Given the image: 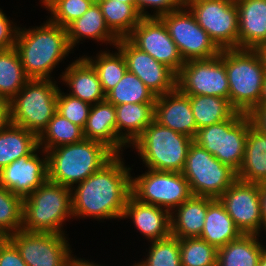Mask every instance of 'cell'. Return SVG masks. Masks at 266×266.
I'll return each instance as SVG.
<instances>
[{
	"mask_svg": "<svg viewBox=\"0 0 266 266\" xmlns=\"http://www.w3.org/2000/svg\"><path fill=\"white\" fill-rule=\"evenodd\" d=\"M121 156L116 154L76 188H71L73 217L91 216L97 220L123 217L131 195L132 176Z\"/></svg>",
	"mask_w": 266,
	"mask_h": 266,
	"instance_id": "1",
	"label": "cell"
},
{
	"mask_svg": "<svg viewBox=\"0 0 266 266\" xmlns=\"http://www.w3.org/2000/svg\"><path fill=\"white\" fill-rule=\"evenodd\" d=\"M15 48L29 79H51L50 74L72 48L67 29L46 21L39 27H19Z\"/></svg>",
	"mask_w": 266,
	"mask_h": 266,
	"instance_id": "2",
	"label": "cell"
},
{
	"mask_svg": "<svg viewBox=\"0 0 266 266\" xmlns=\"http://www.w3.org/2000/svg\"><path fill=\"white\" fill-rule=\"evenodd\" d=\"M46 153L48 180L68 188L84 181L116 155L105 144L85 138Z\"/></svg>",
	"mask_w": 266,
	"mask_h": 266,
	"instance_id": "3",
	"label": "cell"
},
{
	"mask_svg": "<svg viewBox=\"0 0 266 266\" xmlns=\"http://www.w3.org/2000/svg\"><path fill=\"white\" fill-rule=\"evenodd\" d=\"M223 63L229 83V101L244 114L260 105L266 69L255 49H224Z\"/></svg>",
	"mask_w": 266,
	"mask_h": 266,
	"instance_id": "4",
	"label": "cell"
},
{
	"mask_svg": "<svg viewBox=\"0 0 266 266\" xmlns=\"http://www.w3.org/2000/svg\"><path fill=\"white\" fill-rule=\"evenodd\" d=\"M73 217L71 188L49 180L23 198L22 230L65 234L66 218Z\"/></svg>",
	"mask_w": 266,
	"mask_h": 266,
	"instance_id": "5",
	"label": "cell"
},
{
	"mask_svg": "<svg viewBox=\"0 0 266 266\" xmlns=\"http://www.w3.org/2000/svg\"><path fill=\"white\" fill-rule=\"evenodd\" d=\"M59 87L51 79H29L9 101L10 123L39 136L57 110Z\"/></svg>",
	"mask_w": 266,
	"mask_h": 266,
	"instance_id": "6",
	"label": "cell"
},
{
	"mask_svg": "<svg viewBox=\"0 0 266 266\" xmlns=\"http://www.w3.org/2000/svg\"><path fill=\"white\" fill-rule=\"evenodd\" d=\"M194 141L187 135L173 131L153 120L131 145L145 166L152 170L182 172L187 153Z\"/></svg>",
	"mask_w": 266,
	"mask_h": 266,
	"instance_id": "7",
	"label": "cell"
},
{
	"mask_svg": "<svg viewBox=\"0 0 266 266\" xmlns=\"http://www.w3.org/2000/svg\"><path fill=\"white\" fill-rule=\"evenodd\" d=\"M251 125L249 115L237 111L225 121L200 128L194 142L237 173Z\"/></svg>",
	"mask_w": 266,
	"mask_h": 266,
	"instance_id": "8",
	"label": "cell"
},
{
	"mask_svg": "<svg viewBox=\"0 0 266 266\" xmlns=\"http://www.w3.org/2000/svg\"><path fill=\"white\" fill-rule=\"evenodd\" d=\"M182 174L192 195L218 199L236 180V172L194 141L189 147Z\"/></svg>",
	"mask_w": 266,
	"mask_h": 266,
	"instance_id": "9",
	"label": "cell"
},
{
	"mask_svg": "<svg viewBox=\"0 0 266 266\" xmlns=\"http://www.w3.org/2000/svg\"><path fill=\"white\" fill-rule=\"evenodd\" d=\"M131 195L140 202L165 208L171 213L188 200L192 193L182 172L148 168L141 176L131 177Z\"/></svg>",
	"mask_w": 266,
	"mask_h": 266,
	"instance_id": "10",
	"label": "cell"
},
{
	"mask_svg": "<svg viewBox=\"0 0 266 266\" xmlns=\"http://www.w3.org/2000/svg\"><path fill=\"white\" fill-rule=\"evenodd\" d=\"M185 5L220 50L238 48L235 0H185Z\"/></svg>",
	"mask_w": 266,
	"mask_h": 266,
	"instance_id": "11",
	"label": "cell"
},
{
	"mask_svg": "<svg viewBox=\"0 0 266 266\" xmlns=\"http://www.w3.org/2000/svg\"><path fill=\"white\" fill-rule=\"evenodd\" d=\"M176 88L185 95L218 96L229 99V83L223 50L209 59L185 61L177 73Z\"/></svg>",
	"mask_w": 266,
	"mask_h": 266,
	"instance_id": "12",
	"label": "cell"
},
{
	"mask_svg": "<svg viewBox=\"0 0 266 266\" xmlns=\"http://www.w3.org/2000/svg\"><path fill=\"white\" fill-rule=\"evenodd\" d=\"M160 18L165 23L184 61L209 59L220 54L221 50L197 23L195 16L185 4Z\"/></svg>",
	"mask_w": 266,
	"mask_h": 266,
	"instance_id": "13",
	"label": "cell"
},
{
	"mask_svg": "<svg viewBox=\"0 0 266 266\" xmlns=\"http://www.w3.org/2000/svg\"><path fill=\"white\" fill-rule=\"evenodd\" d=\"M7 238L16 246L27 266H67L73 258L65 234L19 230Z\"/></svg>",
	"mask_w": 266,
	"mask_h": 266,
	"instance_id": "14",
	"label": "cell"
},
{
	"mask_svg": "<svg viewBox=\"0 0 266 266\" xmlns=\"http://www.w3.org/2000/svg\"><path fill=\"white\" fill-rule=\"evenodd\" d=\"M127 38L137 48L167 65L176 74L185 63L161 18H141Z\"/></svg>",
	"mask_w": 266,
	"mask_h": 266,
	"instance_id": "15",
	"label": "cell"
},
{
	"mask_svg": "<svg viewBox=\"0 0 266 266\" xmlns=\"http://www.w3.org/2000/svg\"><path fill=\"white\" fill-rule=\"evenodd\" d=\"M115 46L124 56L127 70L135 74L156 96L176 89L177 74L167 65L137 48L128 38H120Z\"/></svg>",
	"mask_w": 266,
	"mask_h": 266,
	"instance_id": "16",
	"label": "cell"
},
{
	"mask_svg": "<svg viewBox=\"0 0 266 266\" xmlns=\"http://www.w3.org/2000/svg\"><path fill=\"white\" fill-rule=\"evenodd\" d=\"M218 199L242 234H260L263 220L259 184L237 179Z\"/></svg>",
	"mask_w": 266,
	"mask_h": 266,
	"instance_id": "17",
	"label": "cell"
},
{
	"mask_svg": "<svg viewBox=\"0 0 266 266\" xmlns=\"http://www.w3.org/2000/svg\"><path fill=\"white\" fill-rule=\"evenodd\" d=\"M26 155L0 170V185L22 198L27 197L48 180L47 153L43 159L37 155ZM46 154V155H45Z\"/></svg>",
	"mask_w": 266,
	"mask_h": 266,
	"instance_id": "18",
	"label": "cell"
},
{
	"mask_svg": "<svg viewBox=\"0 0 266 266\" xmlns=\"http://www.w3.org/2000/svg\"><path fill=\"white\" fill-rule=\"evenodd\" d=\"M154 120L193 139L198 132L189 96L177 88L156 97Z\"/></svg>",
	"mask_w": 266,
	"mask_h": 266,
	"instance_id": "19",
	"label": "cell"
},
{
	"mask_svg": "<svg viewBox=\"0 0 266 266\" xmlns=\"http://www.w3.org/2000/svg\"><path fill=\"white\" fill-rule=\"evenodd\" d=\"M170 212L152 204L140 202L129 196L123 218H131L133 224L150 242L171 236Z\"/></svg>",
	"mask_w": 266,
	"mask_h": 266,
	"instance_id": "20",
	"label": "cell"
},
{
	"mask_svg": "<svg viewBox=\"0 0 266 266\" xmlns=\"http://www.w3.org/2000/svg\"><path fill=\"white\" fill-rule=\"evenodd\" d=\"M238 48L256 49L266 42V0H235Z\"/></svg>",
	"mask_w": 266,
	"mask_h": 266,
	"instance_id": "21",
	"label": "cell"
},
{
	"mask_svg": "<svg viewBox=\"0 0 266 266\" xmlns=\"http://www.w3.org/2000/svg\"><path fill=\"white\" fill-rule=\"evenodd\" d=\"M83 135L105 144L115 154H122L120 150L126 146L117 135L115 106L106 99L91 106Z\"/></svg>",
	"mask_w": 266,
	"mask_h": 266,
	"instance_id": "22",
	"label": "cell"
},
{
	"mask_svg": "<svg viewBox=\"0 0 266 266\" xmlns=\"http://www.w3.org/2000/svg\"><path fill=\"white\" fill-rule=\"evenodd\" d=\"M61 79L69 85L70 96L94 105L105 100L100 80L94 67L84 58L79 57L62 73Z\"/></svg>",
	"mask_w": 266,
	"mask_h": 266,
	"instance_id": "23",
	"label": "cell"
},
{
	"mask_svg": "<svg viewBox=\"0 0 266 266\" xmlns=\"http://www.w3.org/2000/svg\"><path fill=\"white\" fill-rule=\"evenodd\" d=\"M115 110L117 135L131 147L154 120L155 103H124Z\"/></svg>",
	"mask_w": 266,
	"mask_h": 266,
	"instance_id": "24",
	"label": "cell"
},
{
	"mask_svg": "<svg viewBox=\"0 0 266 266\" xmlns=\"http://www.w3.org/2000/svg\"><path fill=\"white\" fill-rule=\"evenodd\" d=\"M207 209L208 197L192 195L170 213L171 236L179 239L200 237Z\"/></svg>",
	"mask_w": 266,
	"mask_h": 266,
	"instance_id": "25",
	"label": "cell"
},
{
	"mask_svg": "<svg viewBox=\"0 0 266 266\" xmlns=\"http://www.w3.org/2000/svg\"><path fill=\"white\" fill-rule=\"evenodd\" d=\"M67 36L70 47L73 49L79 41L91 38L98 42L112 44L114 47L119 38L108 28L101 8L95 1L90 8L67 28Z\"/></svg>",
	"mask_w": 266,
	"mask_h": 266,
	"instance_id": "26",
	"label": "cell"
},
{
	"mask_svg": "<svg viewBox=\"0 0 266 266\" xmlns=\"http://www.w3.org/2000/svg\"><path fill=\"white\" fill-rule=\"evenodd\" d=\"M241 235L220 200L208 197V209L200 238L218 249Z\"/></svg>",
	"mask_w": 266,
	"mask_h": 266,
	"instance_id": "27",
	"label": "cell"
},
{
	"mask_svg": "<svg viewBox=\"0 0 266 266\" xmlns=\"http://www.w3.org/2000/svg\"><path fill=\"white\" fill-rule=\"evenodd\" d=\"M237 179L249 183H266V134L253 125L248 130L242 164Z\"/></svg>",
	"mask_w": 266,
	"mask_h": 266,
	"instance_id": "28",
	"label": "cell"
},
{
	"mask_svg": "<svg viewBox=\"0 0 266 266\" xmlns=\"http://www.w3.org/2000/svg\"><path fill=\"white\" fill-rule=\"evenodd\" d=\"M38 149L36 134L9 122L0 130V170L20 157L32 155Z\"/></svg>",
	"mask_w": 266,
	"mask_h": 266,
	"instance_id": "29",
	"label": "cell"
},
{
	"mask_svg": "<svg viewBox=\"0 0 266 266\" xmlns=\"http://www.w3.org/2000/svg\"><path fill=\"white\" fill-rule=\"evenodd\" d=\"M257 234H242L238 239L218 248L217 266H258L266 248Z\"/></svg>",
	"mask_w": 266,
	"mask_h": 266,
	"instance_id": "30",
	"label": "cell"
},
{
	"mask_svg": "<svg viewBox=\"0 0 266 266\" xmlns=\"http://www.w3.org/2000/svg\"><path fill=\"white\" fill-rule=\"evenodd\" d=\"M190 99L192 112L197 129L231 118L237 110L229 99L218 96L187 95Z\"/></svg>",
	"mask_w": 266,
	"mask_h": 266,
	"instance_id": "31",
	"label": "cell"
},
{
	"mask_svg": "<svg viewBox=\"0 0 266 266\" xmlns=\"http://www.w3.org/2000/svg\"><path fill=\"white\" fill-rule=\"evenodd\" d=\"M101 8L108 28L120 39L127 38L142 18L136 4L117 0H96Z\"/></svg>",
	"mask_w": 266,
	"mask_h": 266,
	"instance_id": "32",
	"label": "cell"
},
{
	"mask_svg": "<svg viewBox=\"0 0 266 266\" xmlns=\"http://www.w3.org/2000/svg\"><path fill=\"white\" fill-rule=\"evenodd\" d=\"M28 80L17 49L0 50V97L9 102Z\"/></svg>",
	"mask_w": 266,
	"mask_h": 266,
	"instance_id": "33",
	"label": "cell"
},
{
	"mask_svg": "<svg viewBox=\"0 0 266 266\" xmlns=\"http://www.w3.org/2000/svg\"><path fill=\"white\" fill-rule=\"evenodd\" d=\"M83 139V129L56 112L48 122L47 127L38 136V146L47 152L56 147L74 144Z\"/></svg>",
	"mask_w": 266,
	"mask_h": 266,
	"instance_id": "34",
	"label": "cell"
},
{
	"mask_svg": "<svg viewBox=\"0 0 266 266\" xmlns=\"http://www.w3.org/2000/svg\"><path fill=\"white\" fill-rule=\"evenodd\" d=\"M156 95L128 70L105 99L114 106L124 103H155Z\"/></svg>",
	"mask_w": 266,
	"mask_h": 266,
	"instance_id": "35",
	"label": "cell"
},
{
	"mask_svg": "<svg viewBox=\"0 0 266 266\" xmlns=\"http://www.w3.org/2000/svg\"><path fill=\"white\" fill-rule=\"evenodd\" d=\"M83 57L94 67L105 95L116 86L127 71L125 58L119 50L115 53L102 51L93 58L95 60L92 56Z\"/></svg>",
	"mask_w": 266,
	"mask_h": 266,
	"instance_id": "36",
	"label": "cell"
},
{
	"mask_svg": "<svg viewBox=\"0 0 266 266\" xmlns=\"http://www.w3.org/2000/svg\"><path fill=\"white\" fill-rule=\"evenodd\" d=\"M182 266H217L218 249L200 237L179 239Z\"/></svg>",
	"mask_w": 266,
	"mask_h": 266,
	"instance_id": "37",
	"label": "cell"
},
{
	"mask_svg": "<svg viewBox=\"0 0 266 266\" xmlns=\"http://www.w3.org/2000/svg\"><path fill=\"white\" fill-rule=\"evenodd\" d=\"M23 198L0 185V237L22 230Z\"/></svg>",
	"mask_w": 266,
	"mask_h": 266,
	"instance_id": "38",
	"label": "cell"
},
{
	"mask_svg": "<svg viewBox=\"0 0 266 266\" xmlns=\"http://www.w3.org/2000/svg\"><path fill=\"white\" fill-rule=\"evenodd\" d=\"M148 256L140 266H182L179 238L170 236L163 240L151 241Z\"/></svg>",
	"mask_w": 266,
	"mask_h": 266,
	"instance_id": "39",
	"label": "cell"
},
{
	"mask_svg": "<svg viewBox=\"0 0 266 266\" xmlns=\"http://www.w3.org/2000/svg\"><path fill=\"white\" fill-rule=\"evenodd\" d=\"M96 0H48L44 5L52 23L67 28L73 21L81 17Z\"/></svg>",
	"mask_w": 266,
	"mask_h": 266,
	"instance_id": "40",
	"label": "cell"
},
{
	"mask_svg": "<svg viewBox=\"0 0 266 266\" xmlns=\"http://www.w3.org/2000/svg\"><path fill=\"white\" fill-rule=\"evenodd\" d=\"M91 106L87 102L72 97L69 94H64V92L62 93L61 89H59L56 112L82 129L86 125Z\"/></svg>",
	"mask_w": 266,
	"mask_h": 266,
	"instance_id": "41",
	"label": "cell"
},
{
	"mask_svg": "<svg viewBox=\"0 0 266 266\" xmlns=\"http://www.w3.org/2000/svg\"><path fill=\"white\" fill-rule=\"evenodd\" d=\"M184 4L185 0H136V9L142 18H160L162 15L181 8ZM146 7L154 8L155 13L153 15L149 14Z\"/></svg>",
	"mask_w": 266,
	"mask_h": 266,
	"instance_id": "42",
	"label": "cell"
},
{
	"mask_svg": "<svg viewBox=\"0 0 266 266\" xmlns=\"http://www.w3.org/2000/svg\"><path fill=\"white\" fill-rule=\"evenodd\" d=\"M0 266H27L16 246L7 237H0Z\"/></svg>",
	"mask_w": 266,
	"mask_h": 266,
	"instance_id": "43",
	"label": "cell"
},
{
	"mask_svg": "<svg viewBox=\"0 0 266 266\" xmlns=\"http://www.w3.org/2000/svg\"><path fill=\"white\" fill-rule=\"evenodd\" d=\"M12 23L0 9V50L15 47L19 27L12 26Z\"/></svg>",
	"mask_w": 266,
	"mask_h": 266,
	"instance_id": "44",
	"label": "cell"
},
{
	"mask_svg": "<svg viewBox=\"0 0 266 266\" xmlns=\"http://www.w3.org/2000/svg\"><path fill=\"white\" fill-rule=\"evenodd\" d=\"M248 115L252 121V125L266 134V105L257 106Z\"/></svg>",
	"mask_w": 266,
	"mask_h": 266,
	"instance_id": "45",
	"label": "cell"
},
{
	"mask_svg": "<svg viewBox=\"0 0 266 266\" xmlns=\"http://www.w3.org/2000/svg\"><path fill=\"white\" fill-rule=\"evenodd\" d=\"M9 122V102L3 97H0V130L3 129Z\"/></svg>",
	"mask_w": 266,
	"mask_h": 266,
	"instance_id": "46",
	"label": "cell"
},
{
	"mask_svg": "<svg viewBox=\"0 0 266 266\" xmlns=\"http://www.w3.org/2000/svg\"><path fill=\"white\" fill-rule=\"evenodd\" d=\"M259 197L264 227L263 229L266 231V183L259 184Z\"/></svg>",
	"mask_w": 266,
	"mask_h": 266,
	"instance_id": "47",
	"label": "cell"
},
{
	"mask_svg": "<svg viewBox=\"0 0 266 266\" xmlns=\"http://www.w3.org/2000/svg\"><path fill=\"white\" fill-rule=\"evenodd\" d=\"M76 257H73L69 262H68V266H100V264H96L94 262H90L89 260H83V259H79V258H76ZM103 266V265H102Z\"/></svg>",
	"mask_w": 266,
	"mask_h": 266,
	"instance_id": "48",
	"label": "cell"
},
{
	"mask_svg": "<svg viewBox=\"0 0 266 266\" xmlns=\"http://www.w3.org/2000/svg\"><path fill=\"white\" fill-rule=\"evenodd\" d=\"M255 50L259 53L263 65L266 69V42L258 46Z\"/></svg>",
	"mask_w": 266,
	"mask_h": 266,
	"instance_id": "49",
	"label": "cell"
},
{
	"mask_svg": "<svg viewBox=\"0 0 266 266\" xmlns=\"http://www.w3.org/2000/svg\"><path fill=\"white\" fill-rule=\"evenodd\" d=\"M260 105H266V76L262 86V92L260 96Z\"/></svg>",
	"mask_w": 266,
	"mask_h": 266,
	"instance_id": "50",
	"label": "cell"
},
{
	"mask_svg": "<svg viewBox=\"0 0 266 266\" xmlns=\"http://www.w3.org/2000/svg\"><path fill=\"white\" fill-rule=\"evenodd\" d=\"M258 266H266V248L264 249V251L262 252L260 256Z\"/></svg>",
	"mask_w": 266,
	"mask_h": 266,
	"instance_id": "51",
	"label": "cell"
},
{
	"mask_svg": "<svg viewBox=\"0 0 266 266\" xmlns=\"http://www.w3.org/2000/svg\"><path fill=\"white\" fill-rule=\"evenodd\" d=\"M115 1V0H114ZM126 4H136V0H117Z\"/></svg>",
	"mask_w": 266,
	"mask_h": 266,
	"instance_id": "52",
	"label": "cell"
},
{
	"mask_svg": "<svg viewBox=\"0 0 266 266\" xmlns=\"http://www.w3.org/2000/svg\"><path fill=\"white\" fill-rule=\"evenodd\" d=\"M48 0H41V2L43 3V5L47 2Z\"/></svg>",
	"mask_w": 266,
	"mask_h": 266,
	"instance_id": "53",
	"label": "cell"
},
{
	"mask_svg": "<svg viewBox=\"0 0 266 266\" xmlns=\"http://www.w3.org/2000/svg\"><path fill=\"white\" fill-rule=\"evenodd\" d=\"M132 266H140L138 263L133 264Z\"/></svg>",
	"mask_w": 266,
	"mask_h": 266,
	"instance_id": "54",
	"label": "cell"
}]
</instances>
